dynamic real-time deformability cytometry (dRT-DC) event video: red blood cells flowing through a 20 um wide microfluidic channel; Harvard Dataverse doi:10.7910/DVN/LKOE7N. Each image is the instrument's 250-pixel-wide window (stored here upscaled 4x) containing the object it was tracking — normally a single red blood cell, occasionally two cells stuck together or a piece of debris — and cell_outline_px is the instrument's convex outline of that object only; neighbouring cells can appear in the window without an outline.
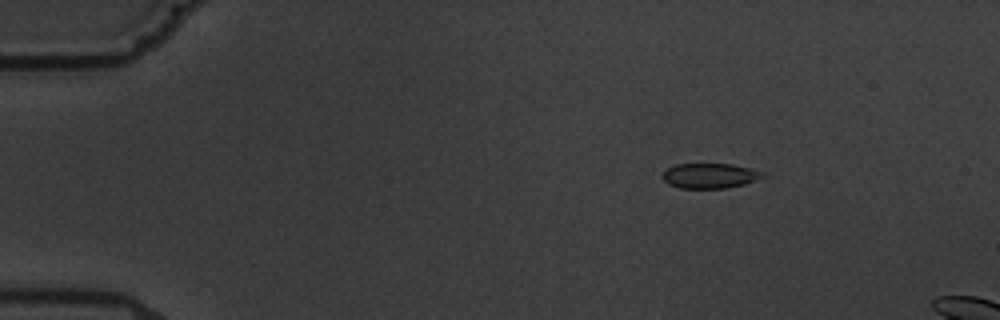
{"species": "common noctule bat (a hibernating species)", "species_latin": "Nyctalus noctula", "temperature_condition": "warm", "stored_images_in_passage": 5, "camera_frame_rate_fps": 3000, "um_per_image_px": 0.085, "animal": {"sex": "male", "body_mass_g": 19.5, "forearm_length_mm": 54.6}, "frame": {"image": 1, "passage_image": 3, "time_ms": 3.333, "image_size_px": [1000, 320], "cell_outline_px": [[768, 176], [744, 184], [724, 188], [680, 188], [668, 184], [660, 176], [668, 168], [676, 164], [732, 164], [764, 172]], "centroid_in_image_um": [60.34, 14.94], "position_along_channel_um": 24.7, "area_um2": 14.62}}